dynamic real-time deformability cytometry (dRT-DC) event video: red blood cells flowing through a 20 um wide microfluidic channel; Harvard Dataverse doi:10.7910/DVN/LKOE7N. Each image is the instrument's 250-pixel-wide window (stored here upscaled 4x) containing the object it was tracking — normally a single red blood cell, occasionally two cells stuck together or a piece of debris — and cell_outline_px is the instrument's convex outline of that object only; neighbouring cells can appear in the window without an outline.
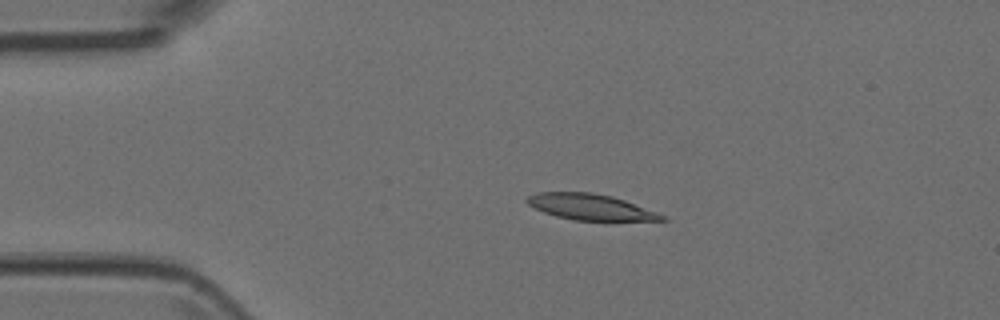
{"species": "Egyptian fruit bat (a non-hibernating species)", "species_latin": "Rousettus aegyptiacus", "temperature_condition": "room temperature", "stored_images_in_passage": 4, "camera_frame_rate_fps": 3000, "um_per_image_px": 0.085, "animal": {"sex": "female"}, "frame": {"image": 1, "passage_image": 3, "time_ms": 0.667, "image_size_px": [1000, 320], "cell_outline_px": [[668, 220], [572, 220], [556, 216], [544, 212], [528, 204], [524, 200], [528, 196], [536, 192], [592, 192], [612, 196], [624, 200], [668, 216]], "centroid_in_image_um": [50.18, 17.58], "position_along_channel_um": 34.8, "area_um2": 20.29}}